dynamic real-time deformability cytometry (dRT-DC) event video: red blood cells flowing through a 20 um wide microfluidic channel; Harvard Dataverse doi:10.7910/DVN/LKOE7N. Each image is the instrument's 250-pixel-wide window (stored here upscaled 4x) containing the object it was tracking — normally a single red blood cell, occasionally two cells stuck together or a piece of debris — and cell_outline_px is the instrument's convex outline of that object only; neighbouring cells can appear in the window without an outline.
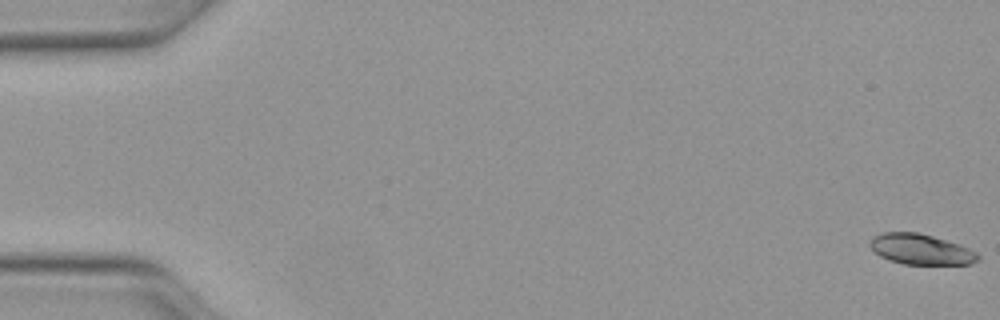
{"species": "Egyptian fruit bat (a non-hibernating species)", "species_latin": "Rousettus aegyptiacus", "temperature_condition": "warm", "stored_images_in_passage": 51, "camera_frame_rate_fps": 3000, "um_per_image_px": 0.085, "animal": {"sex": "female"}, "frame": {"image": 1, "passage_image": 1, "time_ms": 0.0, "image_size_px": [1000, 320], "cell_outline_px": [[980, 260], [972, 264], [904, 264], [888, 260], [880, 256], [868, 244], [872, 236], [884, 232], [916, 232], [932, 236], [968, 248], [976, 252], [980, 256]], "centroid_in_image_um": [78.25, 21.2], "position_along_channel_um": 6.7, "area_um2": 19.07}}
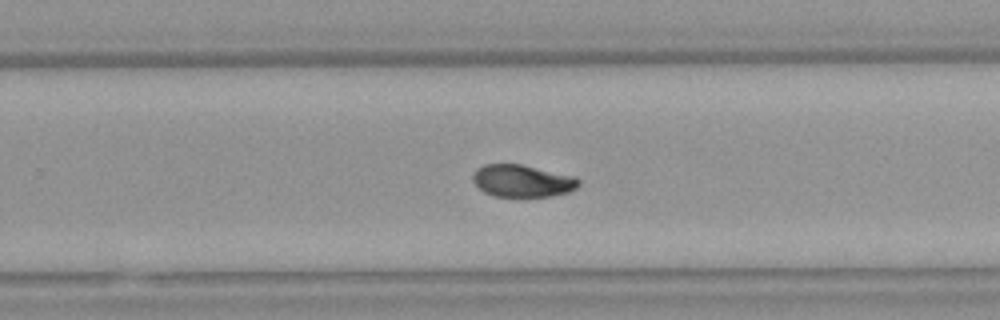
{"frame": {"image": 2, "passage_image": 33, "time_ms": 10.667, "image_size_px": [1000, 320], "cell_outline_px": [[580, 184], [576, 188], [568, 192], [552, 196], [492, 196], [484, 192], [472, 180], [472, 172], [476, 168], [484, 164], [520, 164], [576, 176], [580, 180]], "centroid_in_image_um": [44.39, 15.36], "position_along_channel_um": 285.4, "area_um2": 20.0}}
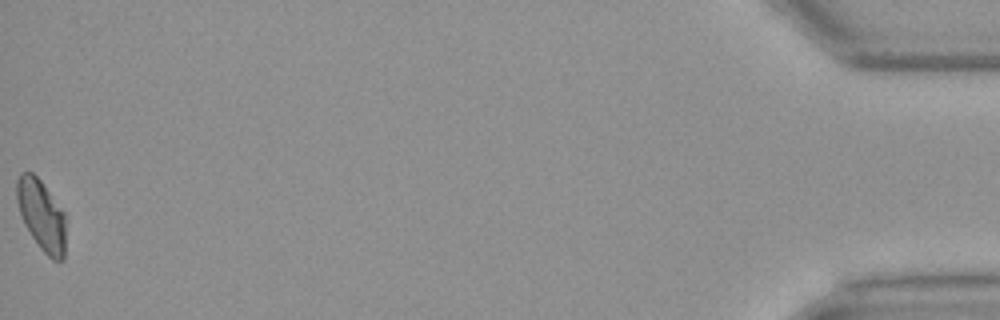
{"frame": {"image": 3, "passage_image": 51, "time_ms": 16.667, "image_size_px": [1000, 320], "cell_outline_px": [[64, 260], [52, 260], [40, 248], [24, 224], [16, 200], [16, 180], [20, 172], [32, 172], [40, 180], [64, 212]], "centroid_in_image_um": [3.5, 18.27], "position_along_channel_um": 431.7, "area_um2": 19.94}, "authors_computed_cell_mechanics": {"area_um2": 20.2878, "velocity_mm_per_s": 4.0928, "shape_relaxation_time_tau1_ms": 3.3151, "shape_relaxation_time_tau2_ms": 3.3859, "deformation_change_tau1": 0.1359, "deformation_change_tau2": 0.0629}}